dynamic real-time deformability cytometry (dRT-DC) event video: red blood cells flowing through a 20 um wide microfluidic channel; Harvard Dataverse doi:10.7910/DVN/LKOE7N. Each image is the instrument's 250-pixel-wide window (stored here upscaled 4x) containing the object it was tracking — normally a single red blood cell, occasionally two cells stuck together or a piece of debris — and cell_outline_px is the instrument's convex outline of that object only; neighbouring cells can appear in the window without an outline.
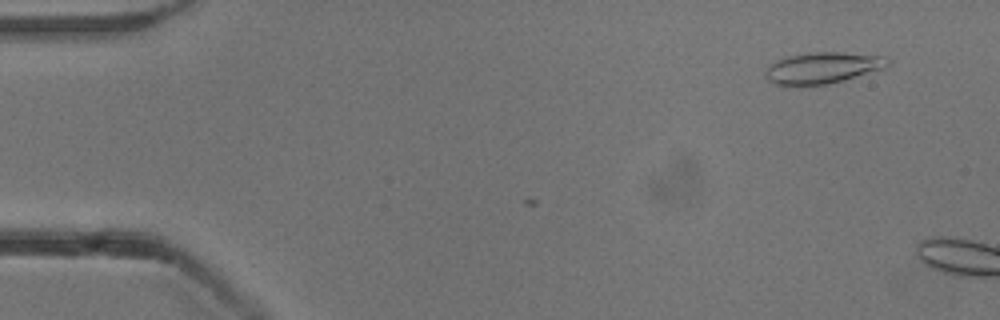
{"species": "common noctule bat (a hibernating species)", "species_latin": "Nyctalus noctula", "temperature_condition": "cold", "stored_images_in_passage": 4, "camera_frame_rate_fps": 3000, "um_per_image_px": 0.085, "animal": {"sex": "male", "body_mass_g": 13.3}, "frame": {"image": 1, "passage_image": 1, "time_ms": 0.0, "image_size_px": [1000, 320], "cell_outline_px": [[892, 60], [884, 68], [840, 80], [824, 84], [776, 84], [768, 80], [764, 76], [764, 72], [768, 64], [776, 60], [788, 56], [808, 52], [844, 52], [884, 56]], "centroid_in_image_um": [69.89, 5.73], "position_along_channel_um": 15.1, "area_um2": 21.96}}